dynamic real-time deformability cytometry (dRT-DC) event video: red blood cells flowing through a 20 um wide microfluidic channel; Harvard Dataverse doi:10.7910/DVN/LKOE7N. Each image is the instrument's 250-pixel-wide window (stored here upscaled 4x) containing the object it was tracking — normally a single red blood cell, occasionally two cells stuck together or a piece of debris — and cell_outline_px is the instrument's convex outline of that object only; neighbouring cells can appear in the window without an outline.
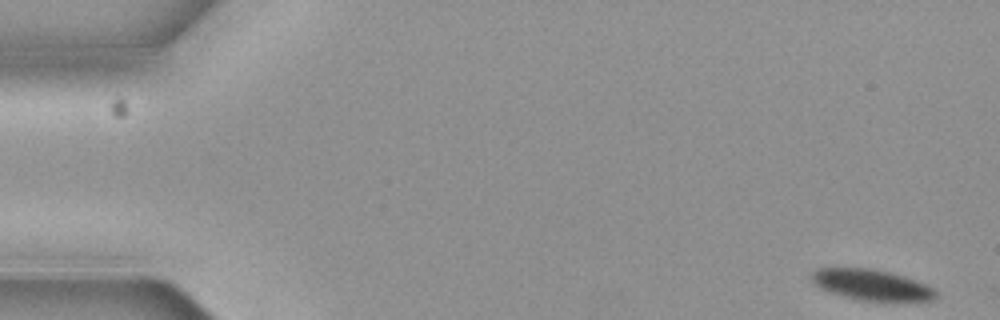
{"species": "common noctule bat (a hibernating species)", "species_latin": "Nyctalus noctula", "temperature_condition": "cold", "stored_images_in_passage": 4, "camera_frame_rate_fps": 3000, "um_per_image_px": 0.085, "animal": {"sex": "female", "body_mass_g": 19.3, "forearm_length_mm": 54.1}, "frame": {"image": 1, "passage_image": 1, "time_ms": 0.0, "image_size_px": [1000, 320], "cell_outline_px": [[940, 296], [932, 300], [892, 304], [860, 300], [828, 292], [812, 284], [808, 276], [816, 268], [872, 268], [904, 276], [916, 280], [932, 288]], "centroid_in_image_um": [74.09, 24.26], "position_along_channel_um": 10.9, "area_um2": 23.29}}
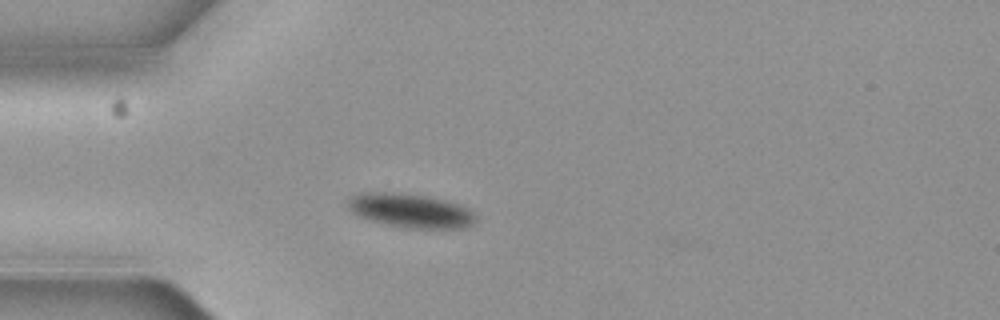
{"frame": {"image": 2, "passage_image": 4, "time_ms": 1.0, "image_size_px": [1000, 320], "cell_outline_px": [[476, 220], [468, 228], [404, 228], [384, 224], [368, 220], [356, 216], [348, 208], [348, 200], [352, 196], [368, 192], [384, 192], [424, 196], [456, 204], [468, 208], [476, 216]], "centroid_in_image_um": [34.86, 17.93], "position_along_channel_um": 50.1, "area_um2": 25.09}}